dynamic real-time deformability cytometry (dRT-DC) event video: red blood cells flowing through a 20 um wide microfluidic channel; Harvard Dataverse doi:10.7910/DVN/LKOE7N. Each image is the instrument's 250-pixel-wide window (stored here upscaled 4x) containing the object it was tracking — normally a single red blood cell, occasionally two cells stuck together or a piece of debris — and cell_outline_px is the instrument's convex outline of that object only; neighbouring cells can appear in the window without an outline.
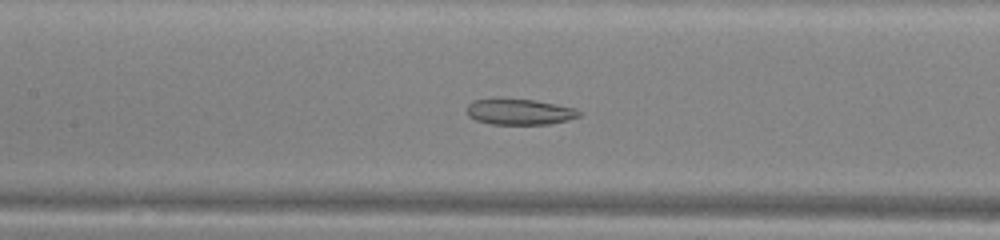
{"species": "common noctule bat (a hibernating species)", "species_latin": "Nyctalus noctula", "temperature_condition": "warm", "stored_images_in_passage": 45, "camera_frame_rate_fps": 3000, "um_per_image_px": 0.085, "animal": {"sex": "male", "body_mass_g": 13.0, "forearm_length_mm": 53.1}, "frame": {"image": 1, "passage_image": 17, "time_ms": 5.333, "image_size_px": [1000, 240], "cell_outline_px": [[580, 116], [568, 120], [548, 124], [492, 124], [476, 120], [468, 116], [468, 104], [472, 100], [532, 100], [556, 104], [576, 108], [580, 112]], "centroid_in_image_um": [44.19, 9.52], "position_along_channel_um": 163.2, "area_um2": 16.47}}
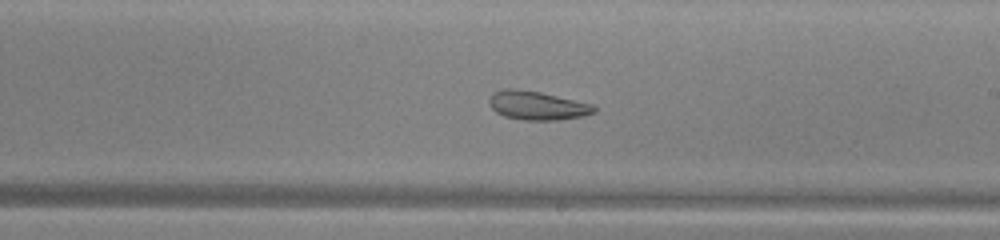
{"frame": {"image": 2, "passage_image": 23, "time_ms": 7.333, "image_size_px": [1000, 240], "cell_outline_px": [[596, 112], [584, 116], [556, 120], [524, 120], [504, 116], [496, 112], [492, 108], [488, 100], [492, 92], [504, 88], [512, 88], [540, 92], [592, 104], [596, 108]], "centroid_in_image_um": [45.64, 8.96], "position_along_channel_um": 243.4, "area_um2": 17.57}}
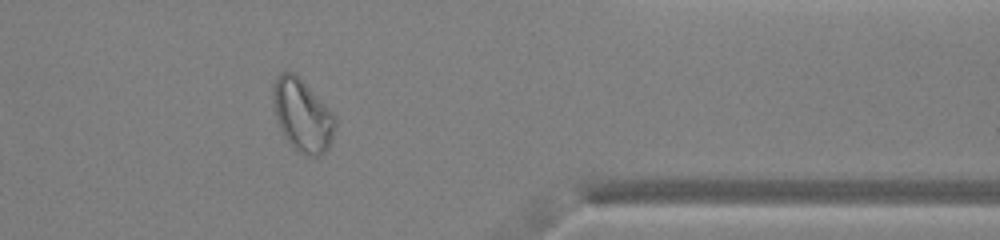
{"frame": {"image": 3, "passage_image": 35, "time_ms": 11.333, "image_size_px": [1000, 240], "cell_outline_px": [[336, 124], [332, 140], [328, 148], [320, 156], [308, 156], [300, 152], [284, 136], [280, 128], [276, 116], [272, 100], [272, 84], [276, 76], [280, 72], [292, 72], [332, 112], [336, 120]], "centroid_in_image_um": [25.68, 9.81], "position_along_channel_um": 385.7, "area_um2": 25.66}, "authors_computed_cell_mechanics": {"area_um2": 24.1604, "velocity_mm_per_s": 4.0216, "shape_relaxation_time_tau1_ms": null, "shape_relaxation_time_tau2_ms": 2.5859, "deformation_change_tau1": null, "deformation_change_tau2": 0.0979}}